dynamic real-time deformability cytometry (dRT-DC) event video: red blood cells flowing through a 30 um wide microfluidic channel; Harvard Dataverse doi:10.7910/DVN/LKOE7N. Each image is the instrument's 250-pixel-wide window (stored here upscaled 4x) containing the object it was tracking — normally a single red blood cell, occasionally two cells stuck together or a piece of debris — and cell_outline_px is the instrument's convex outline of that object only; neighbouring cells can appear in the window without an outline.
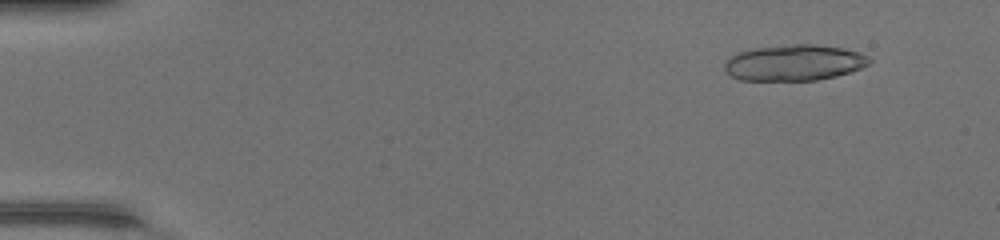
{"species": "common noctule bat (a hibernating species)", "species_latin": "Nyctalus noctula", "temperature_condition": "warm", "stored_images_in_passage": 19, "camera_frame_rate_fps": 3000, "um_per_image_px": 0.085, "animal": {"sex": "female", "body_mass_g": 17.0, "forearm_length_mm": 48.0}, "frame": {"image": 1, "passage_image": 5, "time_ms": 1.333, "image_size_px": [1000, 240], "cell_outline_px": [[872, 60], [868, 64], [860, 68], [836, 76], [816, 80], [740, 80], [732, 76], [724, 68], [724, 60], [728, 56], [736, 52], [752, 48], [796, 44], [812, 44], [844, 48], [868, 56]], "centroid_in_image_um": [67.45, 5.32], "position_along_channel_um": 17.5, "area_um2": 30.35}}